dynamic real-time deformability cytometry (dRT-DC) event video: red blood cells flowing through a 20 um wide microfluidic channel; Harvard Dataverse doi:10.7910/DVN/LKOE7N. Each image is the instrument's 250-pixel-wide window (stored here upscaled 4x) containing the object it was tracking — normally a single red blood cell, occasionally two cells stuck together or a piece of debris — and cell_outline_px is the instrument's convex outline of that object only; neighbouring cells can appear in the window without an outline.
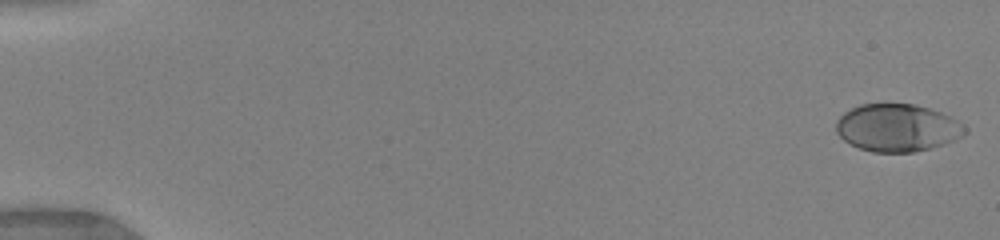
{"species": "human", "species_latin": "Homo sapiens", "temperature_condition": "warm", "stored_images_in_passage": 61, "camera_frame_rate_fps": 3000, "um_per_image_px": 0.085, "donor": {"sex": "female"}, "frame": {"image": 1, "passage_image": 1, "time_ms": 0.0, "image_size_px": [1000, 240], "cell_outline_px": [[968, 132], [952, 140], [932, 148], [912, 152], [872, 152], [860, 148], [844, 140], [836, 132], [836, 120], [844, 112], [860, 104], [916, 104], [940, 112], [964, 124], [968, 128]], "centroid_in_image_um": [76.26, 10.86], "position_along_channel_um": 8.7, "area_um2": 35.55}}
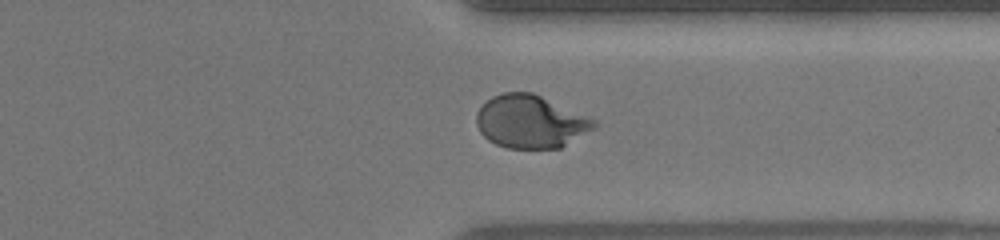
{"frame": {"image": 2, "passage_image": 54, "time_ms": 13.0, "image_size_px": [1000, 240], "cell_outline_px": [[600, 124], [596, 128], [560, 148], [508, 148], [496, 144], [488, 140], [480, 132], [476, 124], [476, 112], [492, 96], [504, 92], [532, 92], [596, 120]], "centroid_in_image_um": [45.1, 10.34], "position_along_channel_um": 366.3, "area_um2": 36.24}}
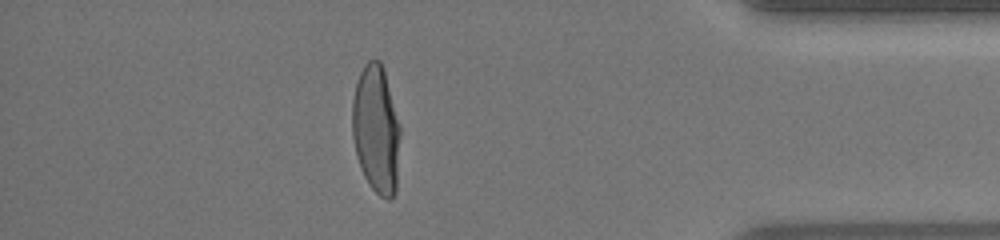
{"frame": {"image": 3, "passage_image": 58, "time_ms": 14.667, "image_size_px": [1000, 240], "cell_outline_px": [[400, 136], [396, 192], [392, 200], [388, 200], [380, 196], [372, 188], [364, 176], [360, 168], [356, 156], [352, 136], [352, 100], [356, 84], [360, 72], [364, 64], [368, 60], [380, 60], [384, 68], [400, 124]], "centroid_in_image_um": [31.98, 11.01], "position_along_channel_um": 403.2, "area_um2": 36.3}, "authors_computed_cell_mechanics": {"area_um2": 35.6626, "velocity_mm_per_s": 4.0233, "shape_relaxation_time_tau1_ms": 3.4446, "shape_relaxation_time_tau2_ms": null, "deformation_change_tau1": 0.1874, "deformation_change_tau2": null}}